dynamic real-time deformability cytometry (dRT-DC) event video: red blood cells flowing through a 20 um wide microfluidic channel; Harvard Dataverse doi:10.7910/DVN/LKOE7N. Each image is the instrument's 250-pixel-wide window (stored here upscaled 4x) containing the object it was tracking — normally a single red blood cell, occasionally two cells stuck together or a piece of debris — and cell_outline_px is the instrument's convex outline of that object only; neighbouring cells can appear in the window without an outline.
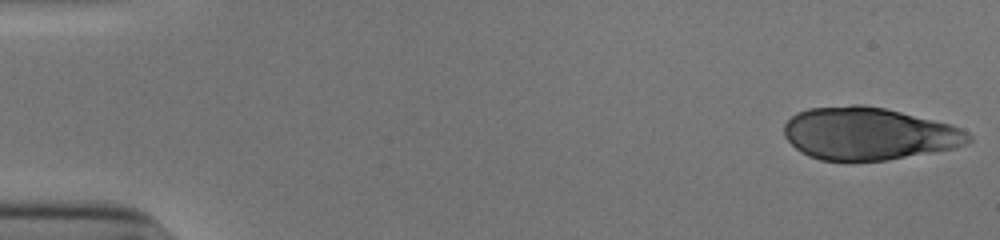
{"species": "human", "species_latin": "Homo sapiens", "temperature_condition": "cold", "stored_images_in_passage": 26, "camera_frame_rate_fps": 3000, "um_per_image_px": 0.085, "donor": {"sex": "male"}, "frame": {"image": 1, "passage_image": 1, "time_ms": 0.0, "image_size_px": [1000, 240], "cell_outline_px": [[972, 140], [968, 144], [956, 148], [888, 160], [820, 160], [808, 156], [800, 152], [784, 136], [784, 124], [796, 112], [808, 108], [852, 104], [864, 104], [884, 108], [952, 124], [968, 132], [972, 136]], "centroid_in_image_um": [73.85, 11.35], "position_along_channel_um": 11.1, "area_um2": 56.82}}
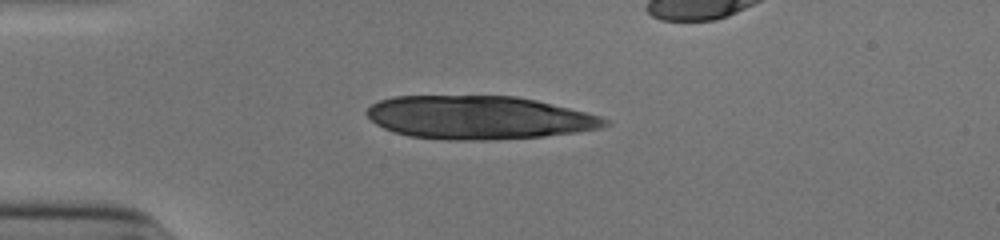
{"frame": {"image": 2, "passage_image": 13, "time_ms": 4.0, "image_size_px": [1000, 240], "cell_outline_px": [[612, 124], [600, 128], [576, 132], [544, 136], [488, 140], [448, 140], [408, 136], [384, 128], [376, 124], [364, 112], [372, 104], [380, 100], [392, 96], [516, 96], [536, 100], [600, 116], [608, 120]], "centroid_in_image_um": [40.68, 9.99], "position_along_channel_um": 44.3, "area_um2": 59.94}}